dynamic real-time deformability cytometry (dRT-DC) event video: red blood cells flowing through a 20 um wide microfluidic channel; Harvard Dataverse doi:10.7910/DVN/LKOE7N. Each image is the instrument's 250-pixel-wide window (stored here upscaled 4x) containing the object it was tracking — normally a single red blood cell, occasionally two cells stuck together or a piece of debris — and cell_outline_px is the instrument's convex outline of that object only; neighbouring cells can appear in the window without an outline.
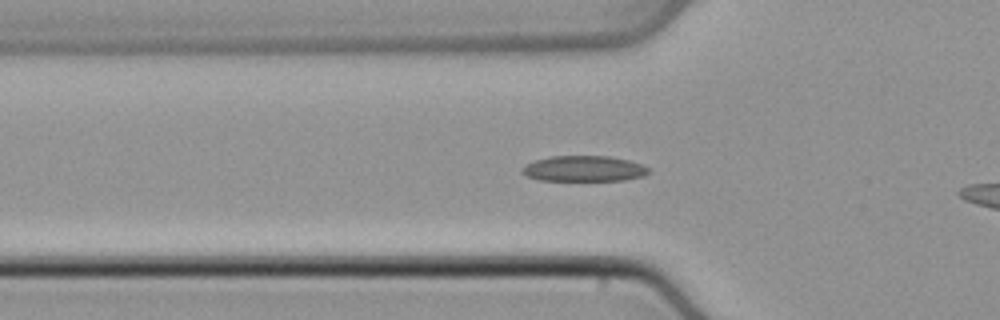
{"species": "common noctule bat (a hibernating species)", "species_latin": "Nyctalus noctula", "temperature_condition": "cold", "stored_images_in_passage": 36, "camera_frame_rate_fps": 3000, "um_per_image_px": 0.085, "animal": {"sex": "male", "body_mass_g": 21.5, "forearm_length_mm": 52.0}, "frame": {"image": 1, "passage_image": 3, "time_ms": 0.667, "image_size_px": [1000, 320], "cell_outline_px": [[648, 172], [644, 176], [624, 180], [540, 180], [524, 176], [520, 172], [520, 168], [536, 160], [552, 156], [608, 156], [628, 160], [640, 164], [648, 168]], "centroid_in_image_um": [49.59, 14.34], "position_along_channel_um": 76.2, "area_um2": 18.79}}
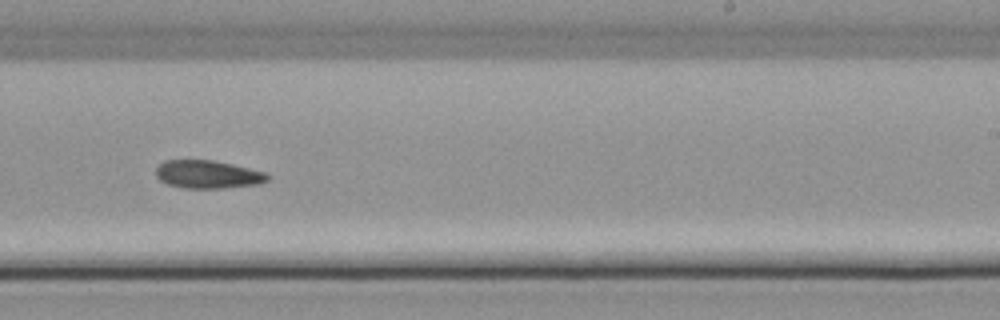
{"frame": {"image": 2, "passage_image": 17, "time_ms": 5.333, "image_size_px": [1000, 320], "cell_outline_px": [[268, 180], [256, 184], [224, 188], [184, 188], [168, 184], [160, 180], [156, 176], [156, 168], [164, 160], [212, 160], [232, 164], [264, 172], [268, 176]], "centroid_in_image_um": [17.62, 14.82], "position_along_channel_um": 271.4, "area_um2": 18.03}}
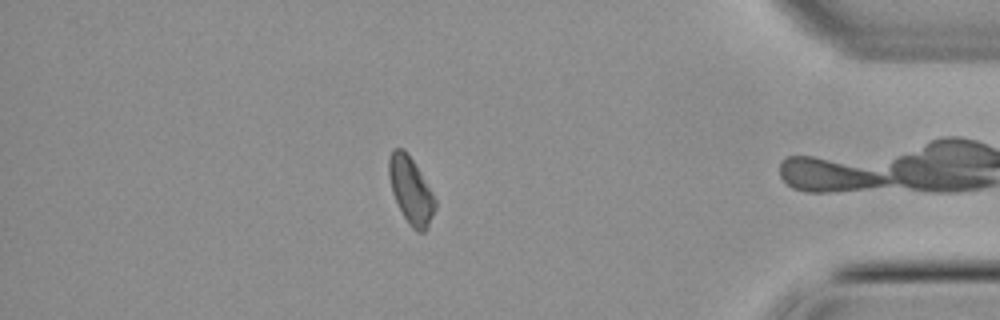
{"frame": {"image": 3, "passage_image": 29, "time_ms": 9.333, "image_size_px": [1000, 320], "cell_outline_px": [[436, 208], [428, 228], [424, 232], [416, 232], [408, 224], [392, 192], [388, 176], [388, 156], [392, 148], [404, 148], [412, 160], [432, 192], [436, 200]], "centroid_in_image_um": [34.91, 16.19], "position_along_channel_um": 400.3, "area_um2": 17.98}}